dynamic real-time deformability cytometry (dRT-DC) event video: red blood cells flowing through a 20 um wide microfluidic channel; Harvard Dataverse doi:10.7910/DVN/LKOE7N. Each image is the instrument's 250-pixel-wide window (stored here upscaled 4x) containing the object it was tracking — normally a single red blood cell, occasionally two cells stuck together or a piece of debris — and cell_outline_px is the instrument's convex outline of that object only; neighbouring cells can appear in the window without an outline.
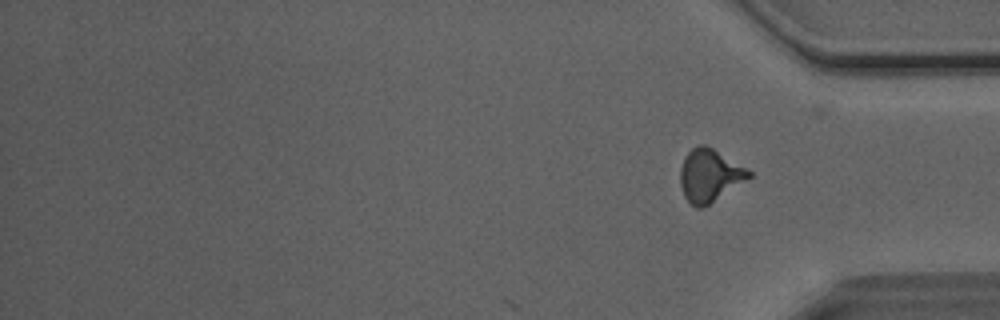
{"species": "Egyptian fruit bat (a non-hibernating species)", "species_latin": "Rousettus aegyptiacus", "temperature_condition": "room temperature", "stored_images_in_passage": 40, "camera_frame_rate_fps": 3000, "um_per_image_px": 0.085, "animal": {"sex": "male"}, "frame": {"image": 1, "passage_image": 40, "time_ms": 13.0, "image_size_px": [1000, 320], "cell_outline_px": [[752, 176], [704, 208], [696, 208], [684, 196], [680, 184], [680, 168], [688, 152], [696, 144], [704, 144], [712, 148], [752, 172]], "centroid_in_image_um": [60.29, 14.92], "position_along_channel_um": 374.9, "area_um2": 20.81}, "authors_computed_cell_mechanics": {"area_um2": 21.386, "velocity_mm_per_s": 4.0711, "shape_relaxation_time_tau1_ms": 8.6301, "shape_relaxation_time_tau2_ms": 1.2806, "deformation_change_tau1": 0.1804, "deformation_change_tau2": 0.0844}}